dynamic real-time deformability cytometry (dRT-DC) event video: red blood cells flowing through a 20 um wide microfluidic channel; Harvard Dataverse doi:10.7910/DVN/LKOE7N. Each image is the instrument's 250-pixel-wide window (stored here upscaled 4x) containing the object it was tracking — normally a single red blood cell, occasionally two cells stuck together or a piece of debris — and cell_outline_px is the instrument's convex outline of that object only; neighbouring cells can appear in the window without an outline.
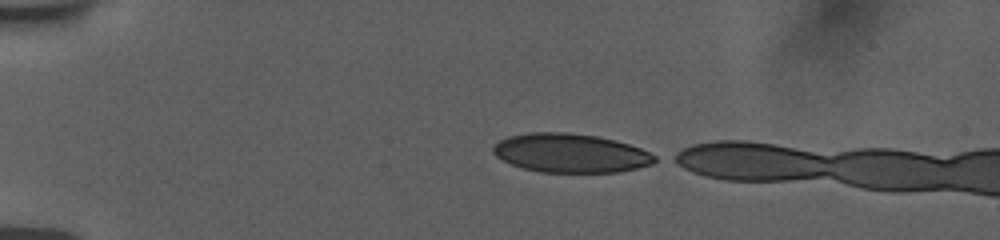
{"species": "human", "species_latin": "Homo sapiens", "temperature_condition": "room temperature", "stored_images_in_passage": 6, "camera_frame_rate_fps": 3000, "um_per_image_px": 0.085, "donor": {"sex": "female"}, "frame": {"image": 1, "passage_image": 1, "time_ms": 0.0, "image_size_px": [1000, 240], "cell_outline_px": [[660, 160], [652, 164], [620, 172], [540, 172], [524, 168], [512, 164], [496, 156], [492, 152], [492, 148], [500, 140], [508, 136], [528, 132], [568, 132], [596, 136], [616, 140], [640, 148], [656, 156]], "centroid_in_image_um": [48.51, 13.01], "position_along_channel_um": 36.5, "area_um2": 36.65}}